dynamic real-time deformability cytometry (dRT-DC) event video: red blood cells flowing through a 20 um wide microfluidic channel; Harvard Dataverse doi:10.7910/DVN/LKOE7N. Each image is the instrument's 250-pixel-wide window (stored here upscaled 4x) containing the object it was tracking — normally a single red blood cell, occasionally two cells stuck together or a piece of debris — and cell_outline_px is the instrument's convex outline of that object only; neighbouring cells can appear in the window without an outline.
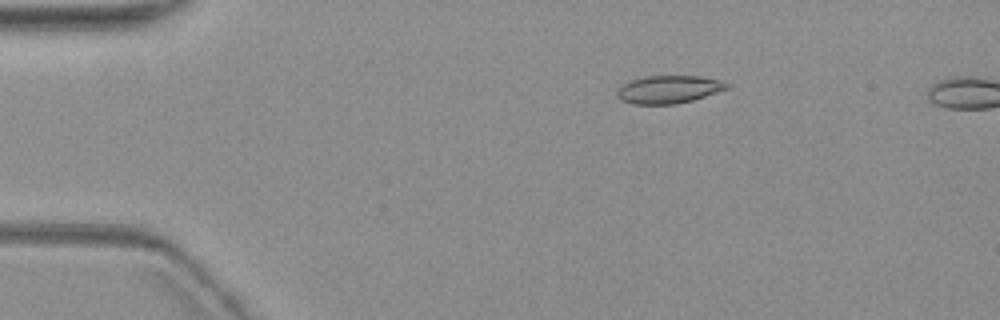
{"species": "common noctule bat (a hibernating species)", "species_latin": "Nyctalus noctula", "temperature_condition": "warm", "stored_images_in_passage": 6, "camera_frame_rate_fps": 3000, "um_per_image_px": 0.085, "animal": {"sex": "female", "body_mass_g": 19.3, "forearm_length_mm": 54.1}, "frame": {"image": 1, "passage_image": 3, "time_ms": 2.333, "image_size_px": [1000, 320], "cell_outline_px": [[732, 84], [728, 88], [692, 100], [676, 104], [632, 104], [620, 100], [616, 96], [616, 92], [624, 84], [632, 80], [644, 76], [700, 76], [720, 80]], "centroid_in_image_um": [56.84, 7.6], "position_along_channel_um": 28.2, "area_um2": 17.74}}